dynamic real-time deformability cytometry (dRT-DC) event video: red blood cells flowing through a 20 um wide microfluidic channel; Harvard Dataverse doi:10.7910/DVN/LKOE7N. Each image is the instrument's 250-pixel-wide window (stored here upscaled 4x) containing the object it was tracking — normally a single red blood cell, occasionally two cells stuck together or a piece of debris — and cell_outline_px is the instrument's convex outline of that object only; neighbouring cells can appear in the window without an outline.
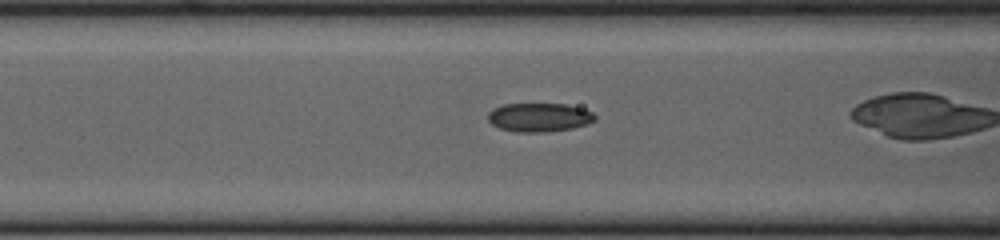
{"species": "common noctule bat (a hibernating species)", "species_latin": "Nyctalus noctula", "temperature_condition": "cold", "stored_images_in_passage": 38, "camera_frame_rate_fps": 3000, "um_per_image_px": 0.085, "animal": {"sex": "female", "body_mass_g": 23.0, "forearm_length_mm": 53.4}, "frame": {"image": 1, "passage_image": 18, "time_ms": 5.667, "image_size_px": [1000, 240], "cell_outline_px": [[596, 120], [588, 124], [572, 128], [544, 132], [516, 132], [500, 128], [492, 124], [488, 120], [488, 112], [492, 108], [504, 104], [568, 104], [584, 108], [592, 112], [596, 116]], "centroid_in_image_um": [45.85, 9.97], "position_along_channel_um": 120.8, "area_um2": 18.09}}
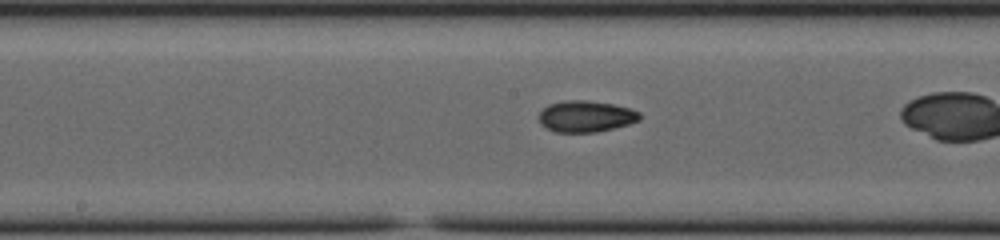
{"frame": {"image": 2, "passage_image": 24, "time_ms": 7.667, "image_size_px": [1000, 240], "cell_outline_px": [[640, 120], [628, 124], [596, 132], [556, 132], [540, 124], [540, 112], [548, 104], [564, 100], [588, 100], [612, 104], [632, 108], [640, 112]], "centroid_in_image_um": [49.81, 9.88], "position_along_channel_um": 198.4, "area_um2": 18.38}}
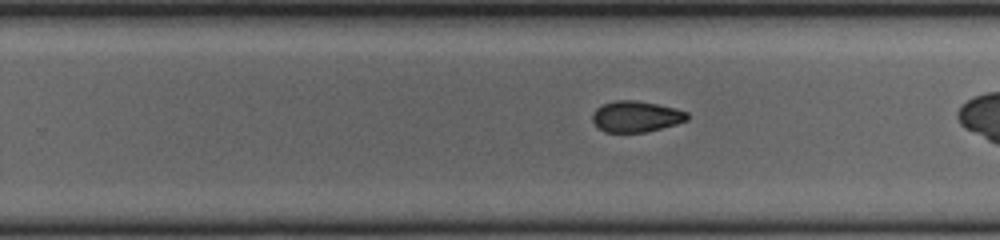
{"frame": {"image": 3, "passage_image": 30, "time_ms": 9.667, "image_size_px": [1000, 240], "cell_outline_px": [[688, 120], [676, 124], [644, 132], [604, 132], [592, 120], [592, 112], [600, 104], [616, 100], [636, 100], [676, 108], [688, 112]], "centroid_in_image_um": [54.05, 9.89], "position_along_channel_um": 275.8, "area_um2": 17.17}}